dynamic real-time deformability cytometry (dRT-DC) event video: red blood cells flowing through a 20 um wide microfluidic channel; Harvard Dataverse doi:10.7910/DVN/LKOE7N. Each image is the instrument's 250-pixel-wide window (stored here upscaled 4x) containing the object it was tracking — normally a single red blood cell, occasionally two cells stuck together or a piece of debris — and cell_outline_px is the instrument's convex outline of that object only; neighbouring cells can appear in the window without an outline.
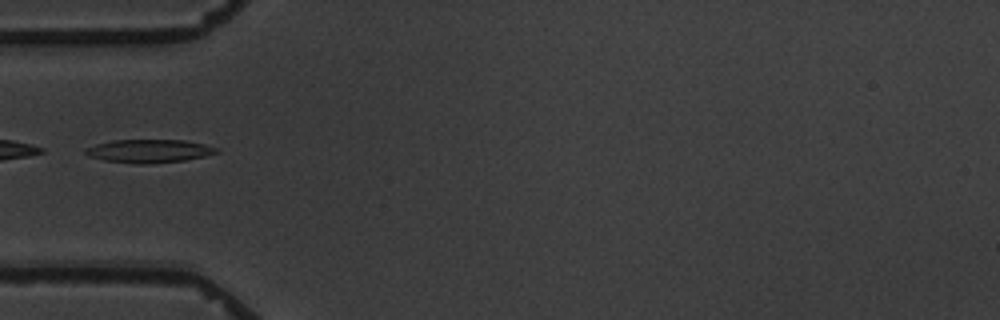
{"species": "common noctule bat (a hibernating species)", "species_latin": "Nyctalus noctula", "temperature_condition": "warm", "stored_images_in_passage": 9, "camera_frame_rate_fps": 3000, "um_per_image_px": 0.085, "animal": {"sex": "male", "body_mass_g": 19.5, "forearm_length_mm": 54.6}, "frame": {"image": 1, "passage_image": 6, "time_ms": 5.667, "image_size_px": [1000, 320], "cell_outline_px": [[220, 152], [204, 156], [184, 160], [148, 164], [136, 164], [104, 160], [88, 156], [84, 152], [84, 148], [96, 144], [112, 140], [184, 140], [204, 144], [220, 148]], "centroid_in_image_um": [12.67, 12.83], "position_along_channel_um": 72.3, "area_um2": 17.86}}
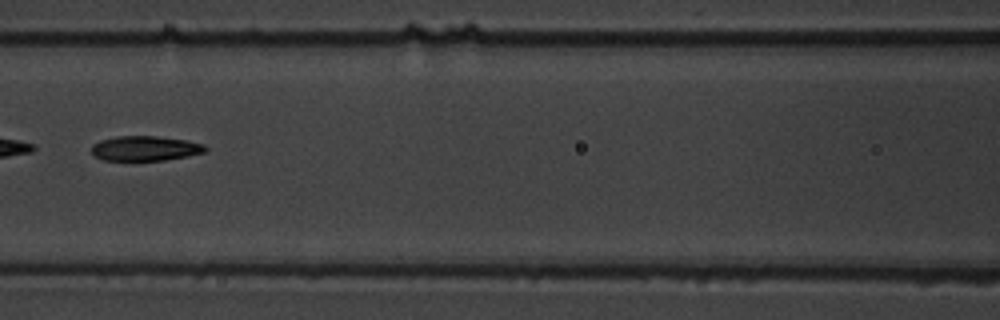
{"frame": {"image": 2, "passage_image": 8, "time_ms": 8.0, "image_size_px": [1000, 320], "cell_outline_px": [[208, 152], [188, 156], [164, 160], [104, 160], [96, 156], [92, 152], [92, 144], [100, 140], [116, 136], [156, 136], [188, 140], [204, 144], [208, 148]], "centroid_in_image_um": [12.39, 12.6], "position_along_channel_um": 154.2, "area_um2": 16.59}}
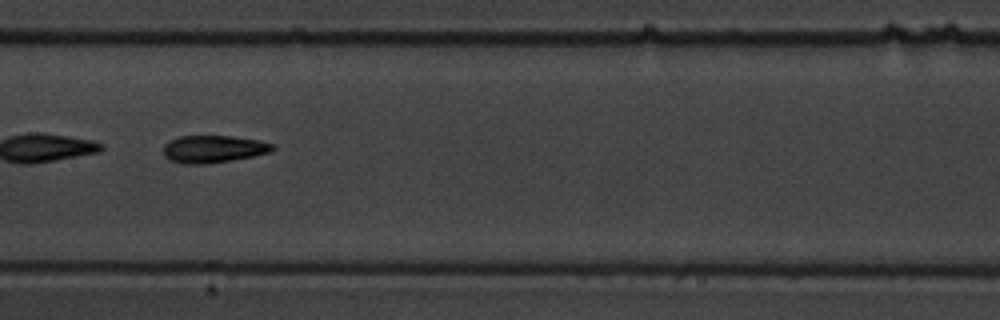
{"frame": {"image": 3, "passage_image": 9, "time_ms": 9.0, "image_size_px": [1000, 320], "cell_outline_px": [[276, 148], [272, 152], [232, 160], [208, 164], [184, 164], [172, 160], [164, 156], [164, 144], [168, 140], [180, 136], [232, 136], [256, 140], [272, 144]], "centroid_in_image_um": [18.12, 12.67], "position_along_channel_um": 189.3, "area_um2": 17.4}}